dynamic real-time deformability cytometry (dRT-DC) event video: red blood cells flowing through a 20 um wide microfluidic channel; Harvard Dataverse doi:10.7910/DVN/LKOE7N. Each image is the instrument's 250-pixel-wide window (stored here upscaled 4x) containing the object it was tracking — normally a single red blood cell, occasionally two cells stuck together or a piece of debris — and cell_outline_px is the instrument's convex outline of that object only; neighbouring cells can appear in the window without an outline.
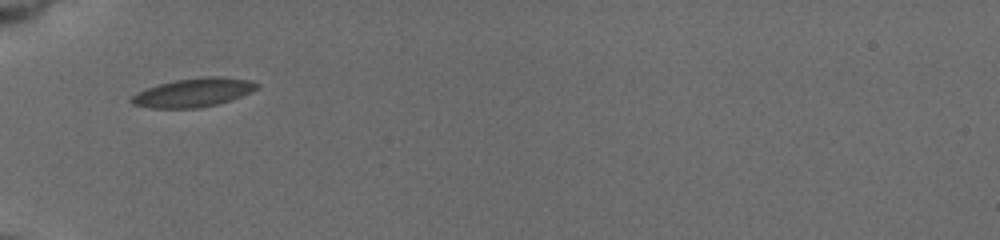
{"species": "common noctule bat (a hibernating species)", "species_latin": "Nyctalus noctula", "temperature_condition": "cold", "stored_images_in_passage": 5, "camera_frame_rate_fps": 3000, "um_per_image_px": 0.085, "animal": {"sex": "female", "body_mass_g": 19.5, "forearm_length_mm": 54.1}, "frame": {"image": 1, "passage_image": 1, "time_ms": 0.0, "image_size_px": [1000, 240], "cell_outline_px": [[260, 88], [240, 96], [216, 104], [196, 108], [152, 108], [132, 104], [128, 100], [136, 92], [160, 84], [176, 80], [208, 76], [220, 76], [248, 80], [260, 84]], "centroid_in_image_um": [16.43, 7.86], "position_along_channel_um": 68.6, "area_um2": 20.75}}
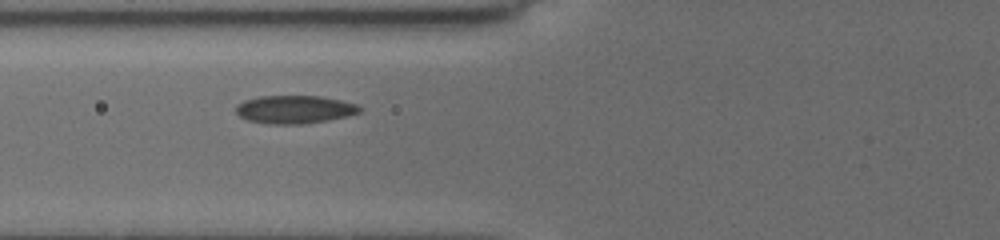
{"frame": {"image": 2, "passage_image": 3, "time_ms": 1.0, "image_size_px": [1000, 240], "cell_outline_px": [[364, 108], [360, 112], [348, 116], [328, 120], [304, 124], [268, 124], [248, 120], [240, 116], [236, 112], [236, 104], [244, 100], [260, 96], [320, 96], [340, 100], [356, 104]], "centroid_in_image_um": [25.05, 9.3], "position_along_channel_um": 100.8, "area_um2": 20.35}}
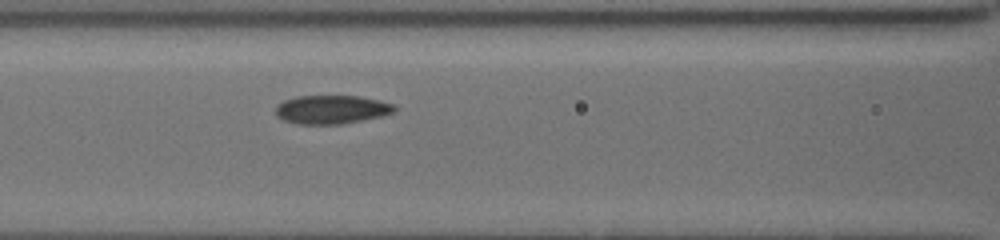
{"frame": {"image": 3, "passage_image": 5, "time_ms": 2.0, "image_size_px": [1000, 240], "cell_outline_px": [[396, 112], [384, 116], [340, 124], [296, 124], [284, 120], [276, 116], [276, 104], [284, 100], [296, 96], [360, 96], [380, 100], [392, 104], [396, 108]], "centroid_in_image_um": [28.19, 9.31], "position_along_channel_um": 138.4, "area_um2": 20.0}}